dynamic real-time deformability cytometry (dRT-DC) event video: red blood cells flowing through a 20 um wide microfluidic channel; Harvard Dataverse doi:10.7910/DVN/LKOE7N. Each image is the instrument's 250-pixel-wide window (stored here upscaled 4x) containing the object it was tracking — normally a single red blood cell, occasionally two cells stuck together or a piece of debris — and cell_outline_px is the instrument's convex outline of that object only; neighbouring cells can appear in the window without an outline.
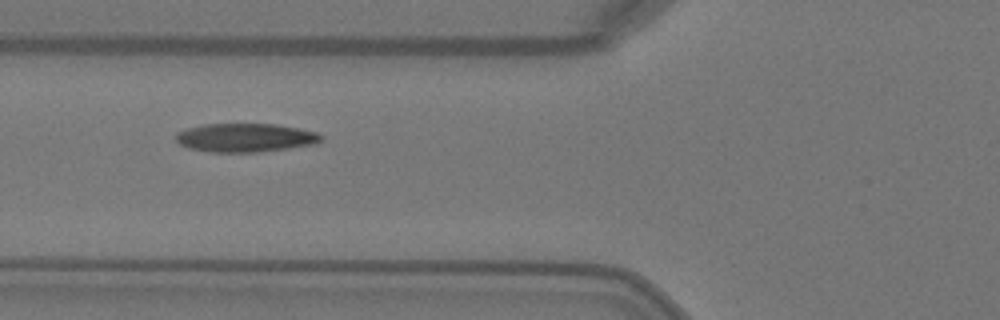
{"species": "Egyptian fruit bat (a non-hibernating species)", "species_latin": "Rousettus aegyptiacus", "temperature_condition": "warm", "stored_images_in_passage": 8, "camera_frame_rate_fps": 3000, "um_per_image_px": 0.085, "animal": {"sex": "female"}, "frame": {"image": 1, "passage_image": 5, "time_ms": 1.333, "image_size_px": [1000, 320], "cell_outline_px": [[324, 136], [316, 144], [288, 148], [256, 152], [208, 152], [188, 148], [180, 144], [176, 140], [176, 132], [188, 128], [204, 124], [276, 124], [300, 128], [316, 132]], "centroid_in_image_um": [20.85, 11.7], "position_along_channel_um": 104.9, "area_um2": 24.28}}
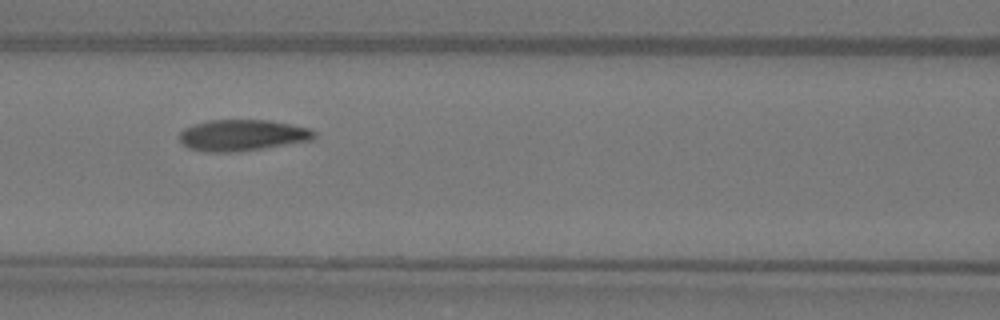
{"frame": {"image": 2, "passage_image": 6, "time_ms": 1.667, "image_size_px": [1000, 320], "cell_outline_px": [[316, 136], [312, 140], [264, 148], [236, 152], [204, 152], [188, 148], [180, 140], [180, 132], [184, 128], [208, 120], [268, 120], [308, 128], [316, 132]], "centroid_in_image_um": [20.59, 11.5], "position_along_channel_um": 146.0, "area_um2": 24.45}}
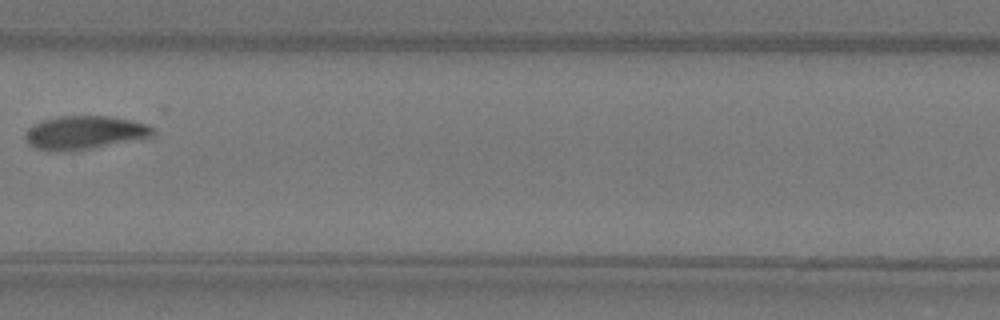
{"frame": {"image": 3, "passage_image": 7, "time_ms": 2.0, "image_size_px": [1000, 320], "cell_outline_px": [[152, 136], [92, 148], [68, 152], [48, 152], [36, 148], [28, 144], [24, 136], [28, 128], [32, 124], [44, 120], [60, 116], [112, 116], [132, 120], [148, 124], [152, 128]], "centroid_in_image_um": [7.12, 11.28], "position_along_channel_um": 200.3, "area_um2": 24.97}}